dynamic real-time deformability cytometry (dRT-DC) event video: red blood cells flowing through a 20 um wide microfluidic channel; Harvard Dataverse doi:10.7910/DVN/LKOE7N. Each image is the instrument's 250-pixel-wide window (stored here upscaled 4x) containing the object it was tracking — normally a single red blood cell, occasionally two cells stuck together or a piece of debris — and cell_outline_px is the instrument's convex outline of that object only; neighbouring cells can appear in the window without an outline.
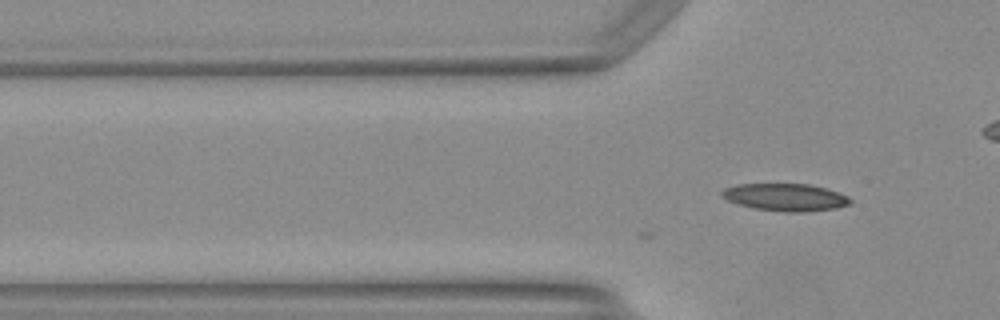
{"species": "Egyptian fruit bat (a non-hibernating species)", "species_latin": "Rousettus aegyptiacus", "temperature_condition": "warm", "stored_images_in_passage": 9, "camera_frame_rate_fps": 3000, "um_per_image_px": 0.085, "animal": {"sex": "female"}, "frame": {"image": 1, "passage_image": 9, "time_ms": 2.667, "image_size_px": [1000, 320], "cell_outline_px": [[852, 200], [848, 204], [836, 208], [808, 212], [784, 212], [756, 208], [740, 204], [728, 200], [720, 192], [724, 188], [740, 184], [808, 184], [824, 188], [848, 196]], "centroid_in_image_um": [66.78, 16.77], "position_along_channel_um": 59.0, "area_um2": 20.17}}